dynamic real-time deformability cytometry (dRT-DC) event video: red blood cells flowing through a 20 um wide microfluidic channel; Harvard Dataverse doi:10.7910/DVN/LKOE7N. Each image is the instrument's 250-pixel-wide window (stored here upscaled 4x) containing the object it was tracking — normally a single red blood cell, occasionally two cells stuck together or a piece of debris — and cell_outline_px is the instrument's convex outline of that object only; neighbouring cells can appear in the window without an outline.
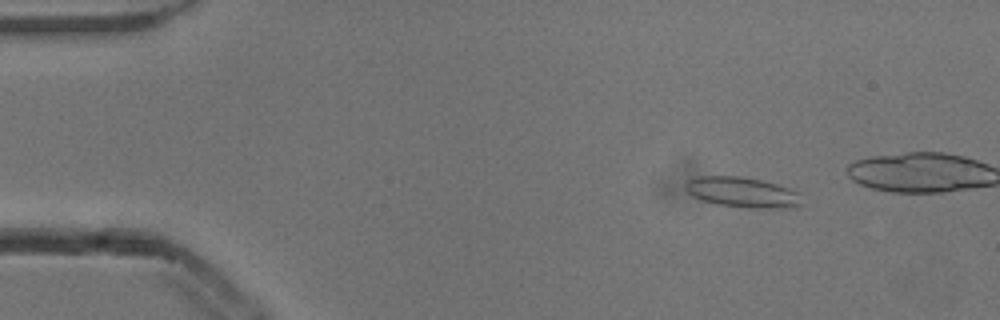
{"species": "common noctule bat (a hibernating species)", "species_latin": "Nyctalus noctula", "temperature_condition": "cold", "stored_images_in_passage": 14, "camera_frame_rate_fps": 3000, "um_per_image_px": 0.085, "animal": {"sex": "male", "body_mass_g": 13.3}, "frame": {"image": 1, "passage_image": 5, "time_ms": 1.333, "image_size_px": [1000, 320], "cell_outline_px": [[804, 204], [772, 208], [748, 208], [720, 204], [704, 200], [692, 196], [684, 188], [684, 184], [688, 180], [700, 176], [740, 176], [760, 180], [776, 184], [800, 192]], "centroid_in_image_um": [63.1, 16.33], "position_along_channel_um": 21.9, "area_um2": 20.35}}